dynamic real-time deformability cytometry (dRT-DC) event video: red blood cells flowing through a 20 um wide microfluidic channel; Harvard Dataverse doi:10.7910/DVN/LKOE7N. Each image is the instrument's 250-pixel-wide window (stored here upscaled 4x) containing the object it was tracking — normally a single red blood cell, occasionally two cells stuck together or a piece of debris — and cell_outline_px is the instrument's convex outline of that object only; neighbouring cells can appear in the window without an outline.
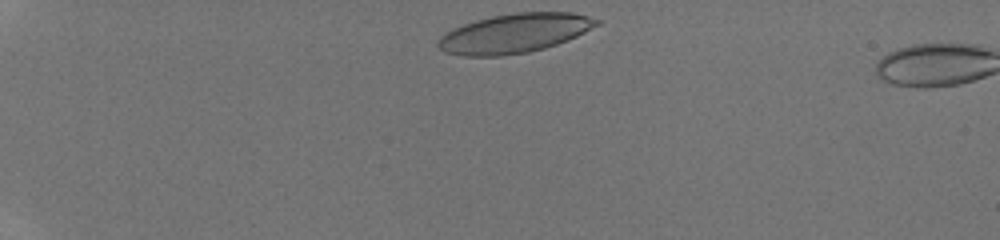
{"species": "human", "species_latin": "Homo sapiens", "temperature_condition": "room temperature", "stored_images_in_passage": 3, "camera_frame_rate_fps": 3000, "um_per_image_px": 0.085, "donor": {"sex": "male"}, "frame": {"image": 1, "passage_image": 1, "time_ms": 0.0, "image_size_px": [1000, 240], "cell_outline_px": [[604, 20], [600, 24], [568, 40], [544, 48], [528, 52], [500, 56], [464, 56], [444, 52], [436, 44], [440, 36], [444, 32], [452, 28], [476, 20], [492, 16], [516, 12], [572, 12]], "centroid_in_image_um": [43.73, 2.82], "position_along_channel_um": 41.3, "area_um2": 36.41}}